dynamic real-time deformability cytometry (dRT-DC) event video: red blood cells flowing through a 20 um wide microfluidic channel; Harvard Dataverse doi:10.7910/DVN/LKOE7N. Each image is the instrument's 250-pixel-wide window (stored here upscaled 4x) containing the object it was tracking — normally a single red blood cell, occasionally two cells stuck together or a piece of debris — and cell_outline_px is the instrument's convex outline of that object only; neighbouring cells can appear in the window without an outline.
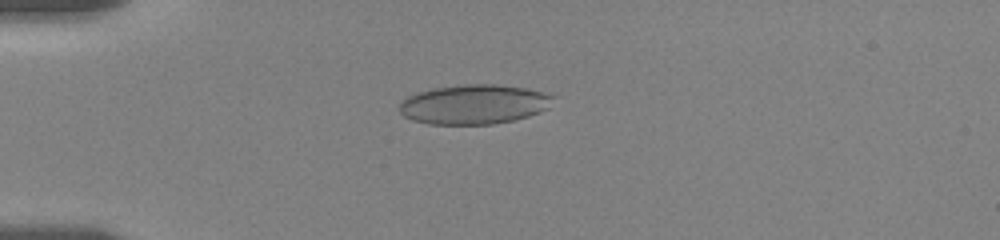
{"species": "human", "species_latin": "Homo sapiens", "temperature_condition": "room temperature", "stored_images_in_passage": 26, "camera_frame_rate_fps": 3000, "um_per_image_px": 0.085, "donor": {"sex": "female"}, "frame": {"image": 1, "passage_image": 7, "time_ms": 4.333, "image_size_px": [1000, 240], "cell_outline_px": [[556, 96], [548, 108], [540, 112], [528, 116], [512, 120], [492, 124], [428, 124], [412, 120], [404, 116], [400, 112], [400, 104], [408, 96], [416, 92], [436, 88], [468, 84], [496, 84], [528, 88]], "centroid_in_image_um": [40.31, 8.87], "position_along_channel_um": 44.7, "area_um2": 35.37}}
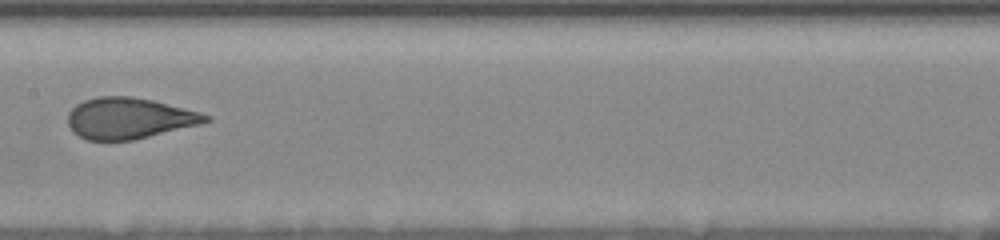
{"frame": {"image": 2, "passage_image": 13, "time_ms": 9.333, "image_size_px": [1000, 240], "cell_outline_px": [[212, 120], [200, 124], [136, 140], [88, 140], [72, 132], [68, 124], [68, 112], [76, 104], [84, 100], [96, 96], [132, 96], [152, 100], [200, 112], [212, 116]], "centroid_in_image_um": [10.97, 10.05], "position_along_channel_um": 196.4, "area_um2": 33.18}}
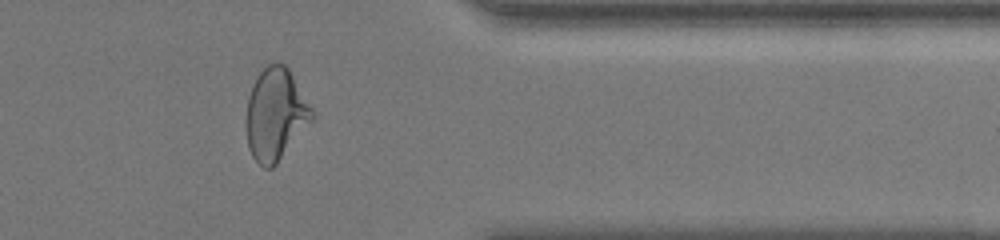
{"frame": {"image": 3, "passage_image": 23, "time_ms": 15.0, "image_size_px": [1000, 240], "cell_outline_px": [[312, 120], [276, 164], [272, 168], [264, 168], [252, 156], [248, 148], [244, 120], [248, 96], [252, 84], [256, 76], [272, 60], [276, 60], [284, 64], [288, 68], [312, 108]], "centroid_in_image_um": [23.36, 9.69], "position_along_channel_um": 388.0, "area_um2": 35.37}, "authors_computed_cell_mechanics": {"area_um2": 35.0268, "velocity_mm_per_s": 3.5551, "shape_relaxation_time_tau1_ms": 6.1617, "shape_relaxation_time_tau2_ms": null, "deformation_change_tau1": 0.1486, "deformation_change_tau2": null}}